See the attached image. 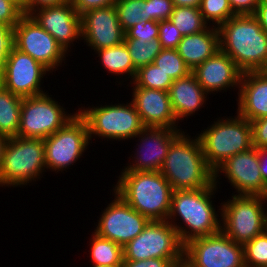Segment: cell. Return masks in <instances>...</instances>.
<instances>
[{
    "label": "cell",
    "instance_id": "cell-13",
    "mask_svg": "<svg viewBox=\"0 0 267 267\" xmlns=\"http://www.w3.org/2000/svg\"><path fill=\"white\" fill-rule=\"evenodd\" d=\"M14 47L30 55L49 71L60 66L67 54L51 34L25 14L14 26Z\"/></svg>",
    "mask_w": 267,
    "mask_h": 267
},
{
    "label": "cell",
    "instance_id": "cell-17",
    "mask_svg": "<svg viewBox=\"0 0 267 267\" xmlns=\"http://www.w3.org/2000/svg\"><path fill=\"white\" fill-rule=\"evenodd\" d=\"M81 37L94 51L121 44L125 39V31L119 23L115 6L83 13L81 15Z\"/></svg>",
    "mask_w": 267,
    "mask_h": 267
},
{
    "label": "cell",
    "instance_id": "cell-12",
    "mask_svg": "<svg viewBox=\"0 0 267 267\" xmlns=\"http://www.w3.org/2000/svg\"><path fill=\"white\" fill-rule=\"evenodd\" d=\"M43 141L46 168L62 172L79 160L89 145L87 123L77 112L65 126Z\"/></svg>",
    "mask_w": 267,
    "mask_h": 267
},
{
    "label": "cell",
    "instance_id": "cell-27",
    "mask_svg": "<svg viewBox=\"0 0 267 267\" xmlns=\"http://www.w3.org/2000/svg\"><path fill=\"white\" fill-rule=\"evenodd\" d=\"M90 254L94 265L122 266L124 260L122 246L95 232L92 234Z\"/></svg>",
    "mask_w": 267,
    "mask_h": 267
},
{
    "label": "cell",
    "instance_id": "cell-45",
    "mask_svg": "<svg viewBox=\"0 0 267 267\" xmlns=\"http://www.w3.org/2000/svg\"><path fill=\"white\" fill-rule=\"evenodd\" d=\"M253 16L258 20L263 31L267 33V0H261Z\"/></svg>",
    "mask_w": 267,
    "mask_h": 267
},
{
    "label": "cell",
    "instance_id": "cell-5",
    "mask_svg": "<svg viewBox=\"0 0 267 267\" xmlns=\"http://www.w3.org/2000/svg\"><path fill=\"white\" fill-rule=\"evenodd\" d=\"M234 118L219 119L197 136L213 171L230 157L253 147L250 122L238 113Z\"/></svg>",
    "mask_w": 267,
    "mask_h": 267
},
{
    "label": "cell",
    "instance_id": "cell-7",
    "mask_svg": "<svg viewBox=\"0 0 267 267\" xmlns=\"http://www.w3.org/2000/svg\"><path fill=\"white\" fill-rule=\"evenodd\" d=\"M266 200L263 196L233 195L219 209L221 231L242 245L262 234L267 229V212L262 205Z\"/></svg>",
    "mask_w": 267,
    "mask_h": 267
},
{
    "label": "cell",
    "instance_id": "cell-14",
    "mask_svg": "<svg viewBox=\"0 0 267 267\" xmlns=\"http://www.w3.org/2000/svg\"><path fill=\"white\" fill-rule=\"evenodd\" d=\"M115 199L103 211L95 233L124 247L136 238L150 221L133 209L115 191Z\"/></svg>",
    "mask_w": 267,
    "mask_h": 267
},
{
    "label": "cell",
    "instance_id": "cell-40",
    "mask_svg": "<svg viewBox=\"0 0 267 267\" xmlns=\"http://www.w3.org/2000/svg\"><path fill=\"white\" fill-rule=\"evenodd\" d=\"M252 143L255 148H267V116L250 122Z\"/></svg>",
    "mask_w": 267,
    "mask_h": 267
},
{
    "label": "cell",
    "instance_id": "cell-34",
    "mask_svg": "<svg viewBox=\"0 0 267 267\" xmlns=\"http://www.w3.org/2000/svg\"><path fill=\"white\" fill-rule=\"evenodd\" d=\"M200 12L204 21H212L217 23L216 27L225 23L231 17L236 16L228 0H201Z\"/></svg>",
    "mask_w": 267,
    "mask_h": 267
},
{
    "label": "cell",
    "instance_id": "cell-26",
    "mask_svg": "<svg viewBox=\"0 0 267 267\" xmlns=\"http://www.w3.org/2000/svg\"><path fill=\"white\" fill-rule=\"evenodd\" d=\"M102 64L111 74H128L134 80L137 70L135 69L128 48L123 41L119 45L96 50Z\"/></svg>",
    "mask_w": 267,
    "mask_h": 267
},
{
    "label": "cell",
    "instance_id": "cell-51",
    "mask_svg": "<svg viewBox=\"0 0 267 267\" xmlns=\"http://www.w3.org/2000/svg\"><path fill=\"white\" fill-rule=\"evenodd\" d=\"M175 267H188L185 263H181L179 265H176Z\"/></svg>",
    "mask_w": 267,
    "mask_h": 267
},
{
    "label": "cell",
    "instance_id": "cell-19",
    "mask_svg": "<svg viewBox=\"0 0 267 267\" xmlns=\"http://www.w3.org/2000/svg\"><path fill=\"white\" fill-rule=\"evenodd\" d=\"M36 13V14H35ZM67 52L70 43L81 38V16L71 0L58 6L44 7L29 14Z\"/></svg>",
    "mask_w": 267,
    "mask_h": 267
},
{
    "label": "cell",
    "instance_id": "cell-4",
    "mask_svg": "<svg viewBox=\"0 0 267 267\" xmlns=\"http://www.w3.org/2000/svg\"><path fill=\"white\" fill-rule=\"evenodd\" d=\"M160 172L173 190L201 189L215 183L199 138L191 140L184 131L171 143Z\"/></svg>",
    "mask_w": 267,
    "mask_h": 267
},
{
    "label": "cell",
    "instance_id": "cell-8",
    "mask_svg": "<svg viewBox=\"0 0 267 267\" xmlns=\"http://www.w3.org/2000/svg\"><path fill=\"white\" fill-rule=\"evenodd\" d=\"M78 114L86 121L89 140L93 135L115 140L134 138L145 127L132 102L81 109Z\"/></svg>",
    "mask_w": 267,
    "mask_h": 267
},
{
    "label": "cell",
    "instance_id": "cell-28",
    "mask_svg": "<svg viewBox=\"0 0 267 267\" xmlns=\"http://www.w3.org/2000/svg\"><path fill=\"white\" fill-rule=\"evenodd\" d=\"M169 20L178 28L182 36L202 32L208 26L200 9L195 7H175Z\"/></svg>",
    "mask_w": 267,
    "mask_h": 267
},
{
    "label": "cell",
    "instance_id": "cell-6",
    "mask_svg": "<svg viewBox=\"0 0 267 267\" xmlns=\"http://www.w3.org/2000/svg\"><path fill=\"white\" fill-rule=\"evenodd\" d=\"M45 168L43 139L19 136L8 138L0 168V185H27L39 179Z\"/></svg>",
    "mask_w": 267,
    "mask_h": 267
},
{
    "label": "cell",
    "instance_id": "cell-36",
    "mask_svg": "<svg viewBox=\"0 0 267 267\" xmlns=\"http://www.w3.org/2000/svg\"><path fill=\"white\" fill-rule=\"evenodd\" d=\"M183 38L178 28L170 21H159V42L163 49H176Z\"/></svg>",
    "mask_w": 267,
    "mask_h": 267
},
{
    "label": "cell",
    "instance_id": "cell-37",
    "mask_svg": "<svg viewBox=\"0 0 267 267\" xmlns=\"http://www.w3.org/2000/svg\"><path fill=\"white\" fill-rule=\"evenodd\" d=\"M174 8L172 0H147L148 15L153 21L169 20Z\"/></svg>",
    "mask_w": 267,
    "mask_h": 267
},
{
    "label": "cell",
    "instance_id": "cell-29",
    "mask_svg": "<svg viewBox=\"0 0 267 267\" xmlns=\"http://www.w3.org/2000/svg\"><path fill=\"white\" fill-rule=\"evenodd\" d=\"M114 6L124 31L142 20H152L148 15L147 0H117Z\"/></svg>",
    "mask_w": 267,
    "mask_h": 267
},
{
    "label": "cell",
    "instance_id": "cell-47",
    "mask_svg": "<svg viewBox=\"0 0 267 267\" xmlns=\"http://www.w3.org/2000/svg\"><path fill=\"white\" fill-rule=\"evenodd\" d=\"M175 7H195L199 8L201 0H172Z\"/></svg>",
    "mask_w": 267,
    "mask_h": 267
},
{
    "label": "cell",
    "instance_id": "cell-11",
    "mask_svg": "<svg viewBox=\"0 0 267 267\" xmlns=\"http://www.w3.org/2000/svg\"><path fill=\"white\" fill-rule=\"evenodd\" d=\"M66 114L58 102L46 93L22 100L17 136L45 139L76 116Z\"/></svg>",
    "mask_w": 267,
    "mask_h": 267
},
{
    "label": "cell",
    "instance_id": "cell-15",
    "mask_svg": "<svg viewBox=\"0 0 267 267\" xmlns=\"http://www.w3.org/2000/svg\"><path fill=\"white\" fill-rule=\"evenodd\" d=\"M49 70L30 55L13 47L4 69L0 84L22 98L44 94L40 82Z\"/></svg>",
    "mask_w": 267,
    "mask_h": 267
},
{
    "label": "cell",
    "instance_id": "cell-9",
    "mask_svg": "<svg viewBox=\"0 0 267 267\" xmlns=\"http://www.w3.org/2000/svg\"><path fill=\"white\" fill-rule=\"evenodd\" d=\"M184 245L167 220H150L143 231L123 247V261L150 258L183 259Z\"/></svg>",
    "mask_w": 267,
    "mask_h": 267
},
{
    "label": "cell",
    "instance_id": "cell-21",
    "mask_svg": "<svg viewBox=\"0 0 267 267\" xmlns=\"http://www.w3.org/2000/svg\"><path fill=\"white\" fill-rule=\"evenodd\" d=\"M198 83L209 94L235 86H240L243 72L232 58L218 50L202 64L192 70Z\"/></svg>",
    "mask_w": 267,
    "mask_h": 267
},
{
    "label": "cell",
    "instance_id": "cell-1",
    "mask_svg": "<svg viewBox=\"0 0 267 267\" xmlns=\"http://www.w3.org/2000/svg\"><path fill=\"white\" fill-rule=\"evenodd\" d=\"M220 50L244 72L267 67V33L253 15H236L220 25Z\"/></svg>",
    "mask_w": 267,
    "mask_h": 267
},
{
    "label": "cell",
    "instance_id": "cell-10",
    "mask_svg": "<svg viewBox=\"0 0 267 267\" xmlns=\"http://www.w3.org/2000/svg\"><path fill=\"white\" fill-rule=\"evenodd\" d=\"M183 263L188 267H245L244 247L220 231L184 244Z\"/></svg>",
    "mask_w": 267,
    "mask_h": 267
},
{
    "label": "cell",
    "instance_id": "cell-32",
    "mask_svg": "<svg viewBox=\"0 0 267 267\" xmlns=\"http://www.w3.org/2000/svg\"><path fill=\"white\" fill-rule=\"evenodd\" d=\"M153 64L161 68L173 81L185 77L192 72L176 49H162L154 59Z\"/></svg>",
    "mask_w": 267,
    "mask_h": 267
},
{
    "label": "cell",
    "instance_id": "cell-22",
    "mask_svg": "<svg viewBox=\"0 0 267 267\" xmlns=\"http://www.w3.org/2000/svg\"><path fill=\"white\" fill-rule=\"evenodd\" d=\"M238 93V114L249 122L267 116V74L244 72Z\"/></svg>",
    "mask_w": 267,
    "mask_h": 267
},
{
    "label": "cell",
    "instance_id": "cell-25",
    "mask_svg": "<svg viewBox=\"0 0 267 267\" xmlns=\"http://www.w3.org/2000/svg\"><path fill=\"white\" fill-rule=\"evenodd\" d=\"M22 100L0 84V134L7 138L17 136Z\"/></svg>",
    "mask_w": 267,
    "mask_h": 267
},
{
    "label": "cell",
    "instance_id": "cell-35",
    "mask_svg": "<svg viewBox=\"0 0 267 267\" xmlns=\"http://www.w3.org/2000/svg\"><path fill=\"white\" fill-rule=\"evenodd\" d=\"M159 38V22L142 20L125 31V39H138L143 42H151Z\"/></svg>",
    "mask_w": 267,
    "mask_h": 267
},
{
    "label": "cell",
    "instance_id": "cell-33",
    "mask_svg": "<svg viewBox=\"0 0 267 267\" xmlns=\"http://www.w3.org/2000/svg\"><path fill=\"white\" fill-rule=\"evenodd\" d=\"M243 247L245 267H267V229Z\"/></svg>",
    "mask_w": 267,
    "mask_h": 267
},
{
    "label": "cell",
    "instance_id": "cell-50",
    "mask_svg": "<svg viewBox=\"0 0 267 267\" xmlns=\"http://www.w3.org/2000/svg\"><path fill=\"white\" fill-rule=\"evenodd\" d=\"M91 267H122V266H101V265H94Z\"/></svg>",
    "mask_w": 267,
    "mask_h": 267
},
{
    "label": "cell",
    "instance_id": "cell-39",
    "mask_svg": "<svg viewBox=\"0 0 267 267\" xmlns=\"http://www.w3.org/2000/svg\"><path fill=\"white\" fill-rule=\"evenodd\" d=\"M23 15V11L14 3L0 0V23L14 27Z\"/></svg>",
    "mask_w": 267,
    "mask_h": 267
},
{
    "label": "cell",
    "instance_id": "cell-44",
    "mask_svg": "<svg viewBox=\"0 0 267 267\" xmlns=\"http://www.w3.org/2000/svg\"><path fill=\"white\" fill-rule=\"evenodd\" d=\"M67 1L69 0H26V15L40 8L62 5Z\"/></svg>",
    "mask_w": 267,
    "mask_h": 267
},
{
    "label": "cell",
    "instance_id": "cell-43",
    "mask_svg": "<svg viewBox=\"0 0 267 267\" xmlns=\"http://www.w3.org/2000/svg\"><path fill=\"white\" fill-rule=\"evenodd\" d=\"M236 15H253L261 0H228Z\"/></svg>",
    "mask_w": 267,
    "mask_h": 267
},
{
    "label": "cell",
    "instance_id": "cell-18",
    "mask_svg": "<svg viewBox=\"0 0 267 267\" xmlns=\"http://www.w3.org/2000/svg\"><path fill=\"white\" fill-rule=\"evenodd\" d=\"M182 133L178 128L144 127L136 137L141 138L135 161L122 171H160L171 143ZM142 152V154H141Z\"/></svg>",
    "mask_w": 267,
    "mask_h": 267
},
{
    "label": "cell",
    "instance_id": "cell-42",
    "mask_svg": "<svg viewBox=\"0 0 267 267\" xmlns=\"http://www.w3.org/2000/svg\"><path fill=\"white\" fill-rule=\"evenodd\" d=\"M76 12L81 16L83 13L103 8L107 6H113L117 0H71Z\"/></svg>",
    "mask_w": 267,
    "mask_h": 267
},
{
    "label": "cell",
    "instance_id": "cell-2",
    "mask_svg": "<svg viewBox=\"0 0 267 267\" xmlns=\"http://www.w3.org/2000/svg\"><path fill=\"white\" fill-rule=\"evenodd\" d=\"M121 176V177H120ZM113 189L149 220H167L173 188L160 171H123Z\"/></svg>",
    "mask_w": 267,
    "mask_h": 267
},
{
    "label": "cell",
    "instance_id": "cell-23",
    "mask_svg": "<svg viewBox=\"0 0 267 267\" xmlns=\"http://www.w3.org/2000/svg\"><path fill=\"white\" fill-rule=\"evenodd\" d=\"M168 93L177 122L198 111L206 102L205 98L208 94L192 72L174 80Z\"/></svg>",
    "mask_w": 267,
    "mask_h": 267
},
{
    "label": "cell",
    "instance_id": "cell-30",
    "mask_svg": "<svg viewBox=\"0 0 267 267\" xmlns=\"http://www.w3.org/2000/svg\"><path fill=\"white\" fill-rule=\"evenodd\" d=\"M124 42L136 70L153 63L154 59L163 49L159 39H154L151 42H143L138 39H124Z\"/></svg>",
    "mask_w": 267,
    "mask_h": 267
},
{
    "label": "cell",
    "instance_id": "cell-31",
    "mask_svg": "<svg viewBox=\"0 0 267 267\" xmlns=\"http://www.w3.org/2000/svg\"><path fill=\"white\" fill-rule=\"evenodd\" d=\"M172 83V78L153 63L139 68L133 80V84L137 87L167 92L169 91Z\"/></svg>",
    "mask_w": 267,
    "mask_h": 267
},
{
    "label": "cell",
    "instance_id": "cell-49",
    "mask_svg": "<svg viewBox=\"0 0 267 267\" xmlns=\"http://www.w3.org/2000/svg\"><path fill=\"white\" fill-rule=\"evenodd\" d=\"M8 1L17 5L26 15V0H8Z\"/></svg>",
    "mask_w": 267,
    "mask_h": 267
},
{
    "label": "cell",
    "instance_id": "cell-41",
    "mask_svg": "<svg viewBox=\"0 0 267 267\" xmlns=\"http://www.w3.org/2000/svg\"><path fill=\"white\" fill-rule=\"evenodd\" d=\"M183 263V259L150 258L140 261H123L122 267H175Z\"/></svg>",
    "mask_w": 267,
    "mask_h": 267
},
{
    "label": "cell",
    "instance_id": "cell-48",
    "mask_svg": "<svg viewBox=\"0 0 267 267\" xmlns=\"http://www.w3.org/2000/svg\"><path fill=\"white\" fill-rule=\"evenodd\" d=\"M8 138L2 134H0V168L2 165L3 161V153H4V148L6 146Z\"/></svg>",
    "mask_w": 267,
    "mask_h": 267
},
{
    "label": "cell",
    "instance_id": "cell-3",
    "mask_svg": "<svg viewBox=\"0 0 267 267\" xmlns=\"http://www.w3.org/2000/svg\"><path fill=\"white\" fill-rule=\"evenodd\" d=\"M214 182L212 186L201 189L173 191L167 221L173 223L172 226L183 245L194 238L214 235L221 231L222 223L217 220L218 214L215 213L211 200L213 191L217 189V181ZM175 216H180L182 222H185L188 227L175 224L173 222L174 218L176 219Z\"/></svg>",
    "mask_w": 267,
    "mask_h": 267
},
{
    "label": "cell",
    "instance_id": "cell-20",
    "mask_svg": "<svg viewBox=\"0 0 267 267\" xmlns=\"http://www.w3.org/2000/svg\"><path fill=\"white\" fill-rule=\"evenodd\" d=\"M133 86L131 102L145 127L177 128L178 122L167 91Z\"/></svg>",
    "mask_w": 267,
    "mask_h": 267
},
{
    "label": "cell",
    "instance_id": "cell-24",
    "mask_svg": "<svg viewBox=\"0 0 267 267\" xmlns=\"http://www.w3.org/2000/svg\"><path fill=\"white\" fill-rule=\"evenodd\" d=\"M176 50L192 71L220 50L218 28L208 26L202 32L183 36Z\"/></svg>",
    "mask_w": 267,
    "mask_h": 267
},
{
    "label": "cell",
    "instance_id": "cell-16",
    "mask_svg": "<svg viewBox=\"0 0 267 267\" xmlns=\"http://www.w3.org/2000/svg\"><path fill=\"white\" fill-rule=\"evenodd\" d=\"M219 172L225 173L238 195L267 197V185L263 182L258 161V148L252 147L227 159L214 171V181L220 176Z\"/></svg>",
    "mask_w": 267,
    "mask_h": 267
},
{
    "label": "cell",
    "instance_id": "cell-46",
    "mask_svg": "<svg viewBox=\"0 0 267 267\" xmlns=\"http://www.w3.org/2000/svg\"><path fill=\"white\" fill-rule=\"evenodd\" d=\"M267 148H258V161L263 182L267 185Z\"/></svg>",
    "mask_w": 267,
    "mask_h": 267
},
{
    "label": "cell",
    "instance_id": "cell-38",
    "mask_svg": "<svg viewBox=\"0 0 267 267\" xmlns=\"http://www.w3.org/2000/svg\"><path fill=\"white\" fill-rule=\"evenodd\" d=\"M14 47V27L0 23V74Z\"/></svg>",
    "mask_w": 267,
    "mask_h": 267
}]
</instances>
